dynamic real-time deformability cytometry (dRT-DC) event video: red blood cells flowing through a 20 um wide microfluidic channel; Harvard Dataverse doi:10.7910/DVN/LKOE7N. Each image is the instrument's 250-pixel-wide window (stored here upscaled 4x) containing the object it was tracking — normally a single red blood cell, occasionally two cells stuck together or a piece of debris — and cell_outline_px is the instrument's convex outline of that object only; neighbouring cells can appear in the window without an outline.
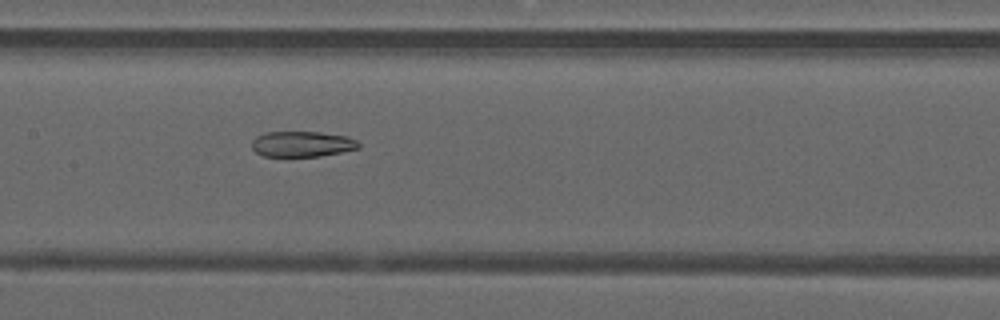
{"species": "common noctule bat (a hibernating species)", "species_latin": "Nyctalus noctula", "temperature_condition": "warm", "stored_images_in_passage": 38, "camera_frame_rate_fps": 3000, "um_per_image_px": 0.085, "animal": {"sex": "male", "forearm_length_mm": 52.5}, "frame": {"image": 1, "passage_image": 13, "time_ms": 4.0, "image_size_px": [1000, 320], "cell_outline_px": [[360, 148], [320, 156], [264, 156], [256, 152], [252, 148], [252, 140], [256, 136], [264, 132], [320, 132], [348, 136], [356, 140], [360, 144]], "centroid_in_image_um": [25.68, 12.23], "position_along_channel_um": 181.7, "area_um2": 15.95}}
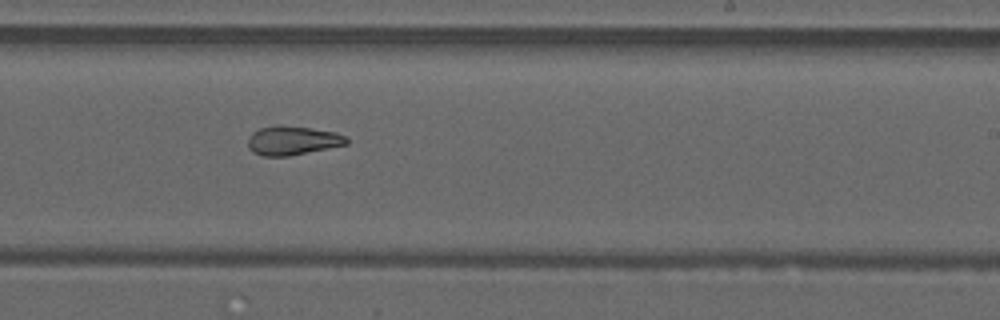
{"frame": {"image": 2, "passage_image": 19, "time_ms": 6.0, "image_size_px": [1000, 320], "cell_outline_px": [[348, 144], [288, 156], [260, 156], [252, 152], [248, 148], [248, 136], [252, 132], [260, 128], [308, 128], [336, 132], [348, 136]], "centroid_in_image_um": [24.88, 11.99], "position_along_channel_um": 264.1, "area_um2": 16.13}}
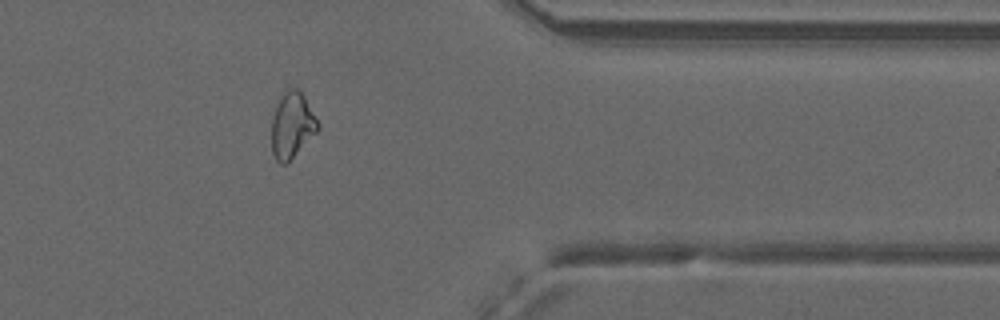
{"frame": {"image": 3, "passage_image": 29, "time_ms": 9.333, "image_size_px": [1000, 320], "cell_outline_px": [[320, 128], [284, 164], [280, 164], [276, 160], [272, 152], [272, 116], [280, 96], [288, 88], [296, 88], [304, 96], [320, 124]], "centroid_in_image_um": [24.81, 10.61], "position_along_channel_um": 386.6, "area_um2": 17.34}, "authors_computed_cell_mechanics": {"area_um2": 17.9469, "velocity_mm_per_s": 4.1434, "shape_relaxation_time_tau1_ms": null, "shape_relaxation_time_tau2_ms": 2.7358, "deformation_change_tau1": null, "deformation_change_tau2": 0.1048}}